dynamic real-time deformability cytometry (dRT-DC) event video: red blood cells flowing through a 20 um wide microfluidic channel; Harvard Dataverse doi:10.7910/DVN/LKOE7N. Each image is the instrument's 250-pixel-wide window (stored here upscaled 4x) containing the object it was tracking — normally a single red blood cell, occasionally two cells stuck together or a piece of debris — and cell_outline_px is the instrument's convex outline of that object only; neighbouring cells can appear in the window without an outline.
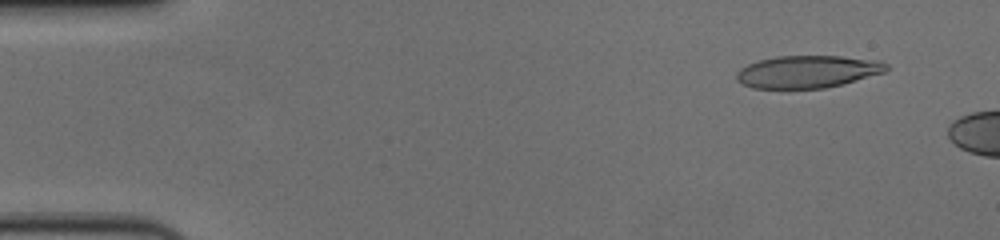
{"species": "human", "species_latin": "Homo sapiens", "temperature_condition": "cold", "stored_images_in_passage": 11, "camera_frame_rate_fps": 3000, "um_per_image_px": 0.085, "donor": {"sex": "female"}, "frame": {"image": 1, "passage_image": 5, "time_ms": 1.333, "image_size_px": [1000, 240], "cell_outline_px": [[888, 68], [884, 72], [844, 84], [824, 88], [752, 88], [736, 80], [736, 72], [740, 68], [748, 64], [760, 60], [776, 56], [840, 56], [880, 60], [888, 64]], "centroid_in_image_um": [68.66, 6.09], "position_along_channel_um": 16.3, "area_um2": 28.32}}